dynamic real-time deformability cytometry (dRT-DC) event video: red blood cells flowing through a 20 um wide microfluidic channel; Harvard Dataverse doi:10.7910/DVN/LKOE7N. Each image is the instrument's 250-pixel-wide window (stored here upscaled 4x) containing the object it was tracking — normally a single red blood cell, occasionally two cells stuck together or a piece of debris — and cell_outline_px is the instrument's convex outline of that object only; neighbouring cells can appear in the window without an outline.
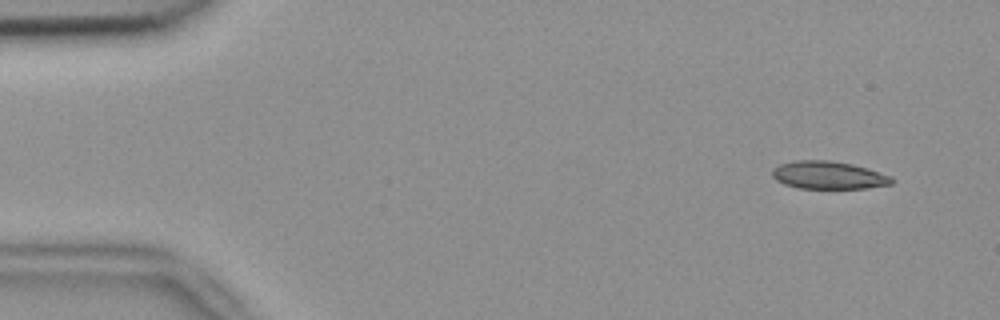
{"species": "common noctule bat (a hibernating species)", "species_latin": "Nyctalus noctula", "temperature_condition": "room temperature", "stored_images_in_passage": 52, "camera_frame_rate_fps": 3000, "um_per_image_px": 0.085, "animal": {"sex": "female", "body_mass_g": 18.4}, "frame": {"image": 1, "passage_image": 3, "time_ms": 0.667, "image_size_px": [1000, 320], "cell_outline_px": [[896, 180], [892, 184], [868, 188], [796, 188], [784, 184], [776, 180], [772, 176], [772, 168], [780, 164], [796, 160], [828, 160], [852, 164], [868, 168], [892, 176]], "centroid_in_image_um": [70.44, 14.89], "position_along_channel_um": 14.6, "area_um2": 19.54}}
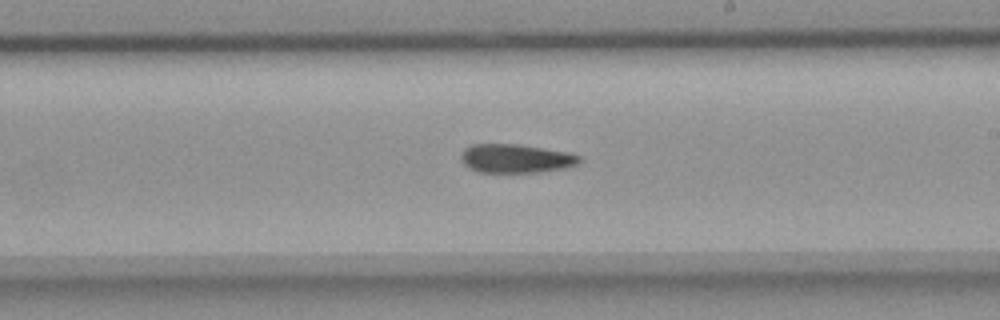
{"frame": {"image": 2, "passage_image": 30, "time_ms": 9.667, "image_size_px": [1000, 320], "cell_outline_px": [[584, 160], [580, 164], [568, 168], [540, 172], [476, 172], [468, 168], [460, 160], [460, 152], [464, 148], [472, 144], [520, 144], [568, 152], [580, 156]], "centroid_in_image_um": [43.86, 13.47], "position_along_channel_um": 245.1, "area_um2": 20.35}}
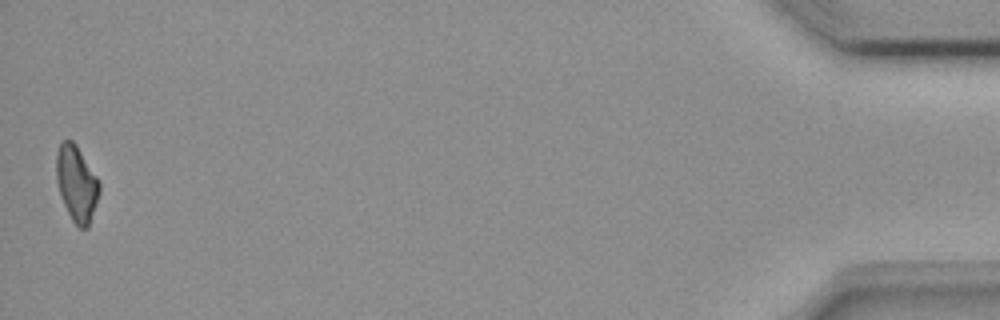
{"frame": {"image": 3, "passage_image": 52, "time_ms": 17.0, "image_size_px": [1000, 320], "cell_outline_px": [[100, 192], [88, 228], [80, 228], [72, 220], [60, 196], [56, 180], [56, 152], [60, 144], [64, 140], [72, 140], [76, 144], [100, 180]], "centroid_in_image_um": [6.51, 15.58], "position_along_channel_um": 428.7, "area_um2": 19.13}, "authors_computed_cell_mechanics": {"area_um2": 20.0277, "velocity_mm_per_s": 3.7754, "shape_relaxation_time_tau1_ms": 10.2638, "shape_relaxation_time_tau2_ms": null, "deformation_change_tau1": 0.2048, "deformation_change_tau2": null}}